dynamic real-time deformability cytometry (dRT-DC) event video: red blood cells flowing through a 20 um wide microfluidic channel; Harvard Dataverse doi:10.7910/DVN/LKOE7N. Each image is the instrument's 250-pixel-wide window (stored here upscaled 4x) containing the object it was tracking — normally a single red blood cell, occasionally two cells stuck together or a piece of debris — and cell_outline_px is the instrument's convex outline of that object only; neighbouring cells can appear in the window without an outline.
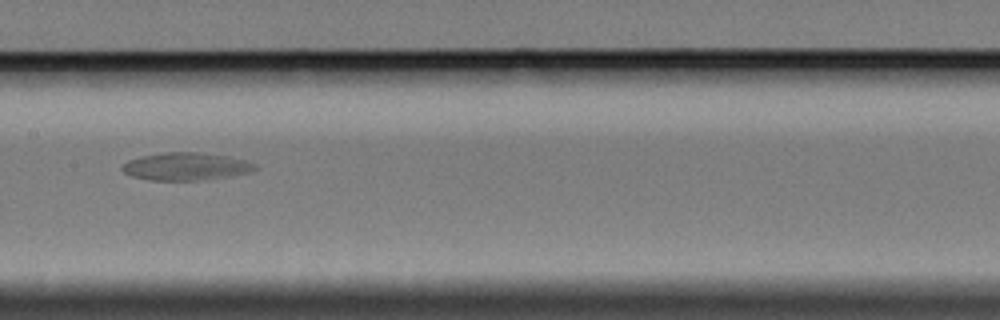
{"species": "Egyptian fruit bat (a non-hibernating species)", "species_latin": "Rousettus aegyptiacus", "temperature_condition": "cold", "stored_images_in_passage": 9, "camera_frame_rate_fps": 3000, "um_per_image_px": 0.085, "animal": {"sex": "female"}, "frame": {"image": 1, "passage_image": 6, "time_ms": 6.0, "image_size_px": [1000, 320], "cell_outline_px": [[256, 168], [252, 172], [232, 176], [196, 180], [152, 180], [132, 176], [124, 172], [120, 168], [128, 160], [140, 156], [168, 152], [200, 152], [228, 156], [244, 160], [256, 164]], "centroid_in_image_um": [15.82, 14.14], "position_along_channel_um": 191.6, "area_um2": 21.33}}
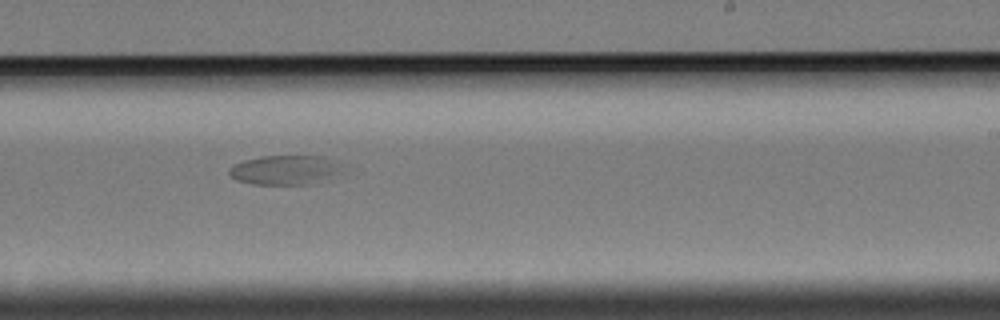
{"frame": {"image": 2, "passage_image": 8, "time_ms": 8.333, "image_size_px": [1000, 320], "cell_outline_px": [[336, 172], [308, 184], [252, 184], [236, 180], [228, 172], [228, 168], [232, 164], [244, 160], [260, 156], [324, 156], [328, 160]], "centroid_in_image_um": [23.94, 14.44], "position_along_channel_um": 265.1, "area_um2": 18.26}}
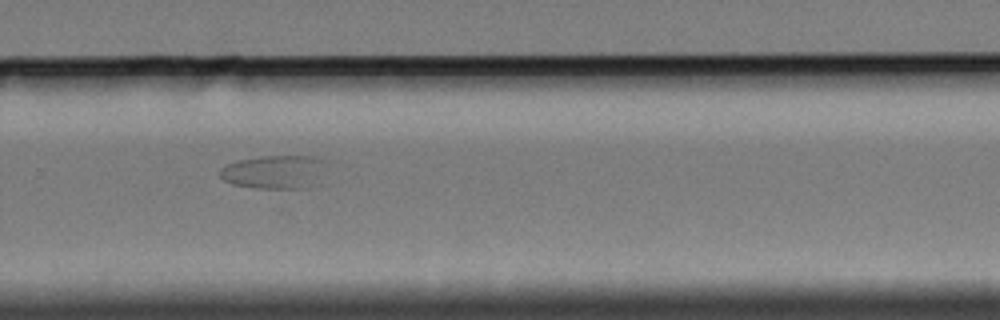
{"frame": {"image": 3, "passage_image": 9, "time_ms": 9.667, "image_size_px": [1000, 320], "cell_outline_px": [[332, 160], [304, 188], [260, 188], [232, 184], [224, 180], [220, 176], [220, 168], [224, 164], [236, 160], [260, 156], [312, 156]], "centroid_in_image_um": [23.26, 14.57], "position_along_channel_um": 306.5, "area_um2": 20.58}}